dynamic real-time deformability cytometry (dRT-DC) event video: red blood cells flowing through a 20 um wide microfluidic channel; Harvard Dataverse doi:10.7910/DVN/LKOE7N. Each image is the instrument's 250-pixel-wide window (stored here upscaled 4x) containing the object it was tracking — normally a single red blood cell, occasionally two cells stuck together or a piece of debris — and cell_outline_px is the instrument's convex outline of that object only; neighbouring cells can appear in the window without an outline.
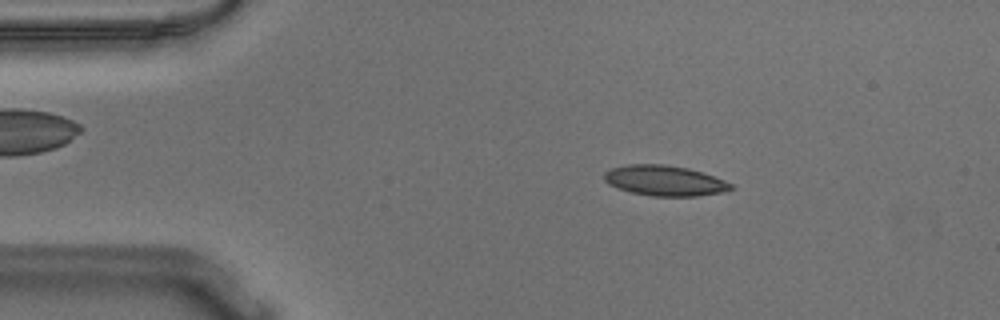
{"species": "Egyptian fruit bat (a non-hibernating species)", "species_latin": "Rousettus aegyptiacus", "temperature_condition": "warm", "stored_images_in_passage": 53, "camera_frame_rate_fps": 3000, "um_per_image_px": 0.085, "animal": {"sex": "male"}, "frame": {"image": 1, "passage_image": 8, "time_ms": 2.333, "image_size_px": [1000, 320], "cell_outline_px": [[732, 188], [724, 192], [696, 196], [652, 196], [632, 192], [608, 184], [604, 180], [604, 172], [612, 168], [628, 164], [664, 164], [688, 168], [724, 180], [732, 184]], "centroid_in_image_um": [56.48, 15.35], "position_along_channel_um": 28.5, "area_um2": 22.2}}
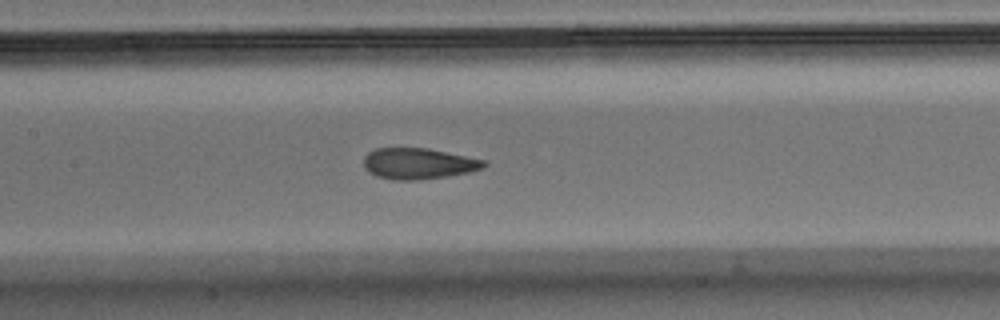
{"frame": {"image": 2, "passage_image": 24, "time_ms": 7.667, "image_size_px": [1000, 320], "cell_outline_px": [[488, 164], [484, 168], [468, 172], [448, 176], [420, 180], [392, 180], [376, 176], [368, 172], [364, 168], [364, 156], [368, 152], [376, 148], [428, 148], [488, 160]], "centroid_in_image_um": [35.58, 13.9], "position_along_channel_um": 171.8, "area_um2": 22.08}}
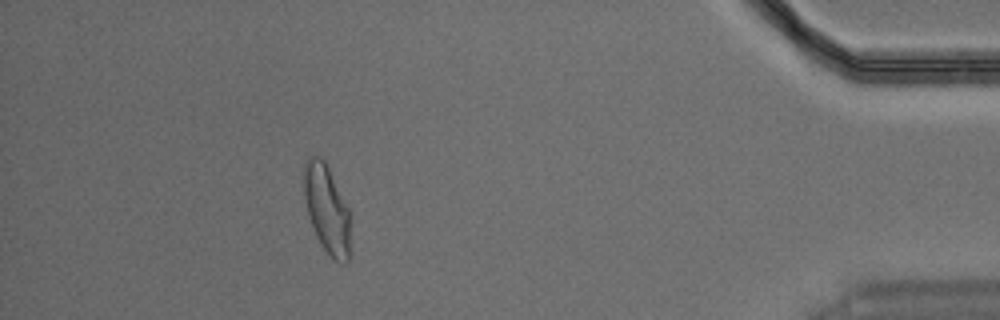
{"frame": {"image": 3, "passage_image": 48, "time_ms": 15.667, "image_size_px": [1000, 320], "cell_outline_px": [[348, 260], [344, 264], [336, 260], [320, 244], [316, 236], [308, 216], [304, 196], [304, 164], [312, 156], [320, 156], [324, 160], [348, 208]], "centroid_in_image_um": [27.74, 17.75], "position_along_channel_um": 407.5, "area_um2": 23.06}, "authors_computed_cell_mechanics": {"area_um2": 22.253, "velocity_mm_per_s": 3.6294, "shape_relaxation_time_tau1_ms": 4.8039, "shape_relaxation_time_tau2_ms": 1.3638, "deformation_change_tau1": 0.1638, "deformation_change_tau2": 0.0806}}